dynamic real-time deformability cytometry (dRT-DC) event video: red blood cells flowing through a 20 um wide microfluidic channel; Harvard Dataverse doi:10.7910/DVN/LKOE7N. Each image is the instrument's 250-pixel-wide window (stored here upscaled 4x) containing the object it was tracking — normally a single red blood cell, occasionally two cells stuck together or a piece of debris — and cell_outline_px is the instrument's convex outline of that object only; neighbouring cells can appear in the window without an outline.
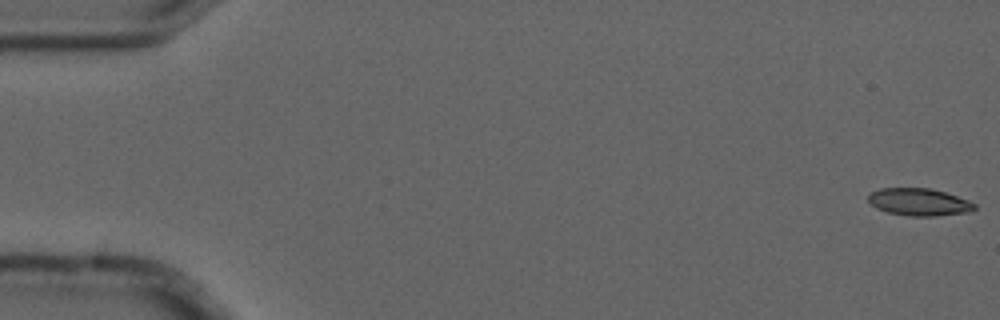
{"species": "common noctule bat (a hibernating species)", "species_latin": "Nyctalus noctula", "temperature_condition": "cold", "stored_images_in_passage": 5, "camera_frame_rate_fps": 3000, "um_per_image_px": 0.085, "animal": {"sex": "male", "forearm_length_mm": 52.5}, "frame": {"image": 1, "passage_image": 1, "time_ms": 0.0, "image_size_px": [1000, 320], "cell_outline_px": [[976, 208], [972, 212], [936, 216], [908, 216], [888, 212], [876, 208], [868, 200], [868, 196], [872, 192], [880, 188], [928, 188], [944, 192], [968, 200], [976, 204]], "centroid_in_image_um": [78.15, 17.18], "position_along_channel_um": 6.9, "area_um2": 16.94}}